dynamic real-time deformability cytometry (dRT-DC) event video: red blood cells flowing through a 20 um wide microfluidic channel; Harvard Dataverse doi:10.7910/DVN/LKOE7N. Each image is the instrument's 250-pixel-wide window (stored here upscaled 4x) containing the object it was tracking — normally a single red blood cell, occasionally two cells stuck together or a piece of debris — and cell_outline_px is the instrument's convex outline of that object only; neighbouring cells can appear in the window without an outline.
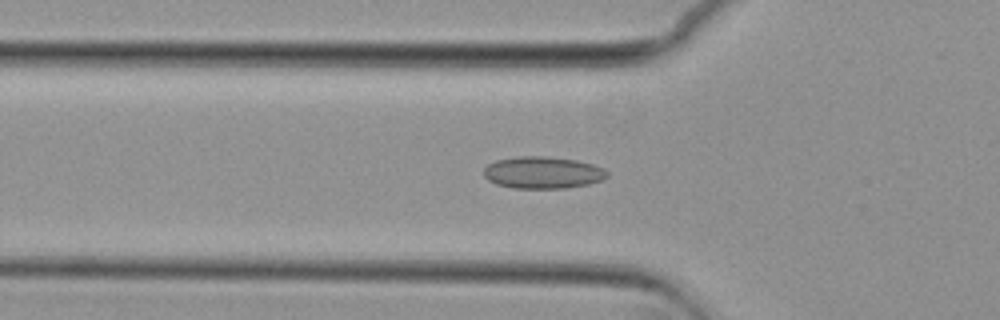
{"species": "common noctule bat (a hibernating species)", "species_latin": "Nyctalus noctula", "temperature_condition": "cold", "stored_images_in_passage": 51, "camera_frame_rate_fps": 3000, "um_per_image_px": 0.085, "animal": {"sex": "female", "body_mass_g": 29.2, "forearm_length_mm": 56.3}, "frame": {"image": 1, "passage_image": 18, "time_ms": 5.667, "image_size_px": [1000, 320], "cell_outline_px": [[608, 176], [600, 180], [588, 184], [564, 188], [512, 188], [496, 184], [488, 180], [484, 176], [484, 168], [488, 164], [496, 160], [516, 156], [544, 156], [576, 160], [592, 164], [604, 168], [608, 172]], "centroid_in_image_um": [46.11, 14.66], "position_along_channel_um": 79.7, "area_um2": 23.0}}
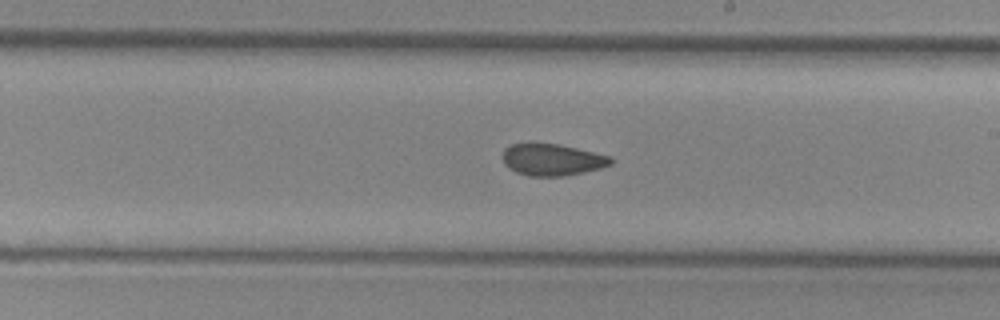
{"frame": {"image": 2, "passage_image": 31, "time_ms": 10.0, "image_size_px": [1000, 320], "cell_outline_px": [[612, 164], [600, 168], [584, 172], [564, 176], [528, 176], [516, 172], [508, 168], [504, 164], [504, 148], [512, 144], [560, 144], [612, 156]], "centroid_in_image_um": [46.96, 13.58], "position_along_channel_um": 242.0, "area_um2": 19.94}}
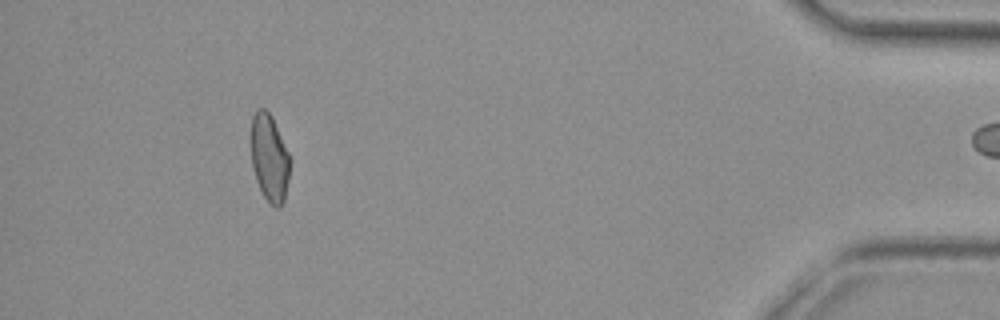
{"frame": {"image": 3, "passage_image": 50, "time_ms": 16.333, "image_size_px": [1000, 320], "cell_outline_px": [[292, 160], [284, 200], [280, 208], [276, 208], [264, 196], [256, 180], [252, 168], [248, 136], [252, 116], [256, 108], [264, 108], [272, 116]], "centroid_in_image_um": [22.87, 13.35], "position_along_channel_um": 412.3, "area_um2": 20.58}}